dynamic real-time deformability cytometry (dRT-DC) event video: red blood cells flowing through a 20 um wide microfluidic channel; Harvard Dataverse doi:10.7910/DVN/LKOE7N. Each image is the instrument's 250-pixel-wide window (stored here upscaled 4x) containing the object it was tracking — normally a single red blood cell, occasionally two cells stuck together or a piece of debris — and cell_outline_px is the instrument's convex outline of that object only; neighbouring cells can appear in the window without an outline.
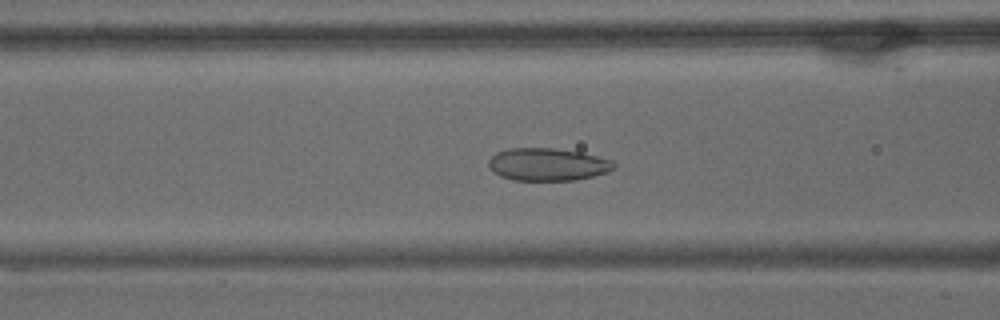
{"species": "common noctule bat (a hibernating species)", "species_latin": "Nyctalus noctula", "temperature_condition": "warm", "stored_images_in_passage": 59, "camera_frame_rate_fps": 3000, "um_per_image_px": 0.085, "animal": {"sex": "male", "body_mass_g": 15.6}, "frame": {"image": 1, "passage_image": 23, "time_ms": 7.333, "image_size_px": [1000, 320], "cell_outline_px": [[616, 168], [608, 172], [576, 180], [512, 180], [500, 176], [488, 168], [488, 160], [496, 152], [508, 148], [556, 148], [580, 152], [612, 160], [616, 164]], "centroid_in_image_um": [46.53, 13.97], "position_along_channel_um": 120.1, "area_um2": 23.99}}
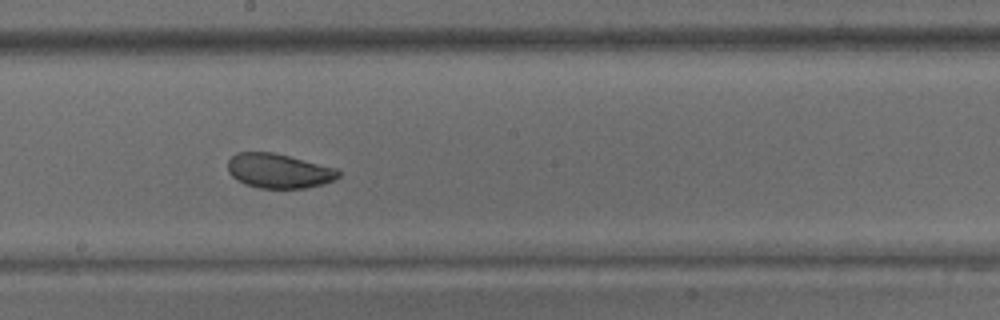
{"frame": {"image": 2, "passage_image": 32, "time_ms": 10.333, "image_size_px": [1000, 320], "cell_outline_px": [[340, 176], [324, 184], [304, 188], [260, 188], [244, 184], [236, 180], [228, 172], [228, 160], [236, 152], [272, 152], [336, 168], [340, 172]], "centroid_in_image_um": [23.66, 14.53], "position_along_channel_um": 224.5, "area_um2": 22.2}}
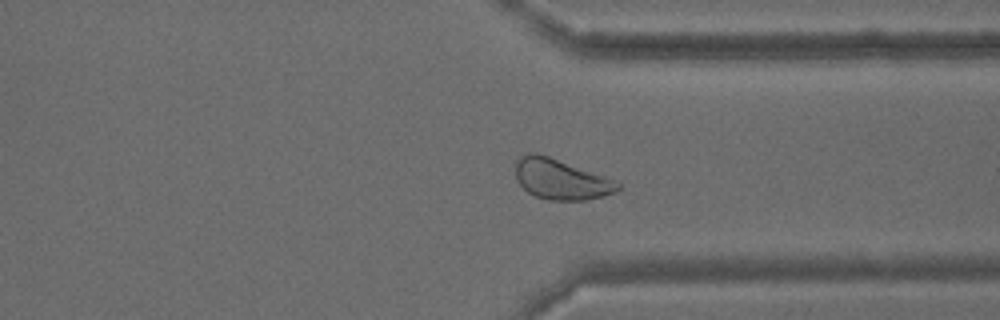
{"frame": {"image": 3, "passage_image": 44, "time_ms": 14.333, "image_size_px": [1000, 320], "cell_outline_px": [[620, 188], [616, 192], [604, 196], [584, 200], [548, 200], [536, 196], [528, 192], [516, 180], [516, 160], [520, 156], [528, 152], [536, 152], [548, 156], [604, 176], [620, 184]], "centroid_in_image_um": [47.64, 15.24], "position_along_channel_um": 363.8, "area_um2": 23.87}, "authors_computed_cell_mechanics": {"area_um2": 26.4146, "velocity_mm_per_s": 3.4851, "shape_relaxation_time_tau1_ms": 8.3249, "shape_relaxation_time_tau2_ms": 2.2824, "deformation_change_tau1": 0.1325, "deformation_change_tau2": 0.0694}}